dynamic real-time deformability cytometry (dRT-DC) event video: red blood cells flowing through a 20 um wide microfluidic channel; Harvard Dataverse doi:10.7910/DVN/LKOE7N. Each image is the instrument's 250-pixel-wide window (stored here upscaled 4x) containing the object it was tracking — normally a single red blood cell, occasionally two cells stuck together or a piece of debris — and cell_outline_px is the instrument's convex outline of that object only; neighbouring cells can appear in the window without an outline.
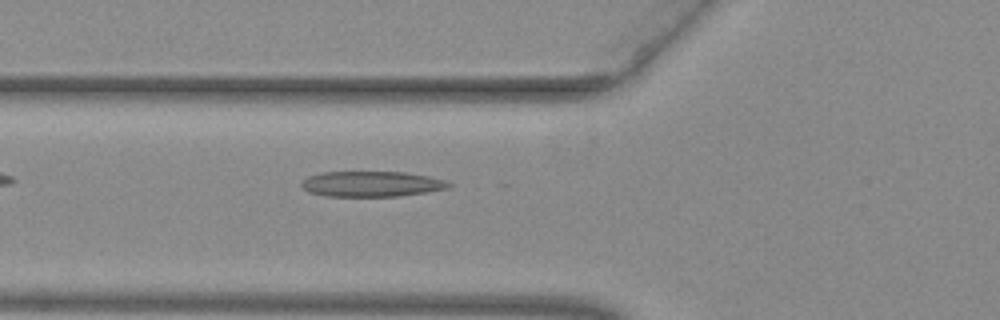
{"species": "common noctule bat (a hibernating species)", "species_latin": "Nyctalus noctula", "temperature_condition": "warm", "stored_images_in_passage": 22, "camera_frame_rate_fps": 3000, "um_per_image_px": 0.085, "animal": {"sex": "female", "body_mass_g": 29.2, "forearm_length_mm": 56.3}, "frame": {"image": 1, "passage_image": 3, "time_ms": 0.667, "image_size_px": [1000, 320], "cell_outline_px": [[452, 184], [448, 188], [400, 196], [324, 196], [308, 192], [300, 184], [308, 176], [320, 172], [404, 172], [428, 176], [444, 180]], "centroid_in_image_um": [31.55, 15.63], "position_along_channel_um": 94.3, "area_um2": 21.73}}
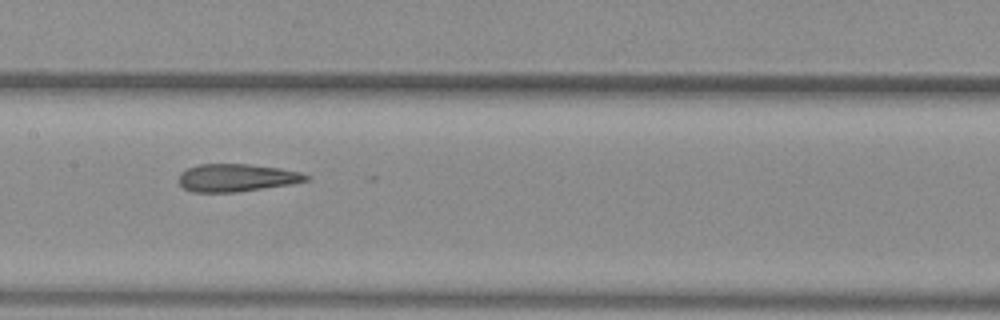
{"frame": {"image": 2, "passage_image": 10, "time_ms": 3.0, "image_size_px": [1000, 320], "cell_outline_px": [[312, 176], [308, 180], [292, 184], [240, 192], [192, 192], [184, 188], [176, 180], [180, 172], [188, 168], [200, 164], [248, 164], [280, 168], [300, 172]], "centroid_in_image_um": [20.11, 15.11], "position_along_channel_um": 187.3, "area_um2": 20.81}}
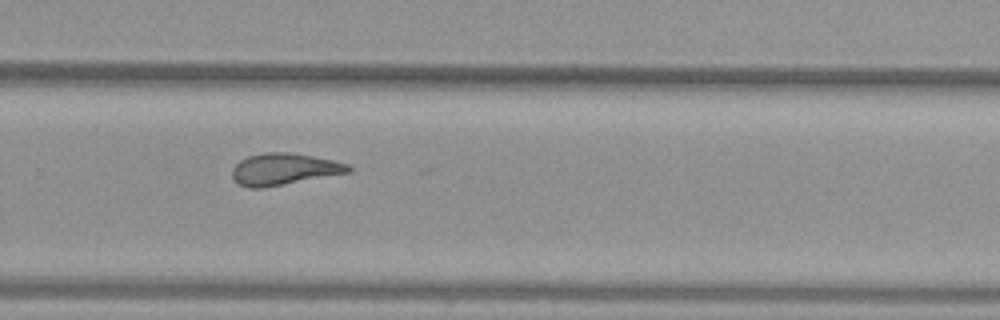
{"frame": {"image": 3, "passage_image": 19, "time_ms": 6.0, "image_size_px": [1000, 320], "cell_outline_px": [[352, 172], [264, 188], [248, 188], [240, 184], [232, 176], [232, 168], [240, 160], [248, 156], [264, 152], [288, 152], [312, 156], [332, 160], [348, 164], [352, 168]], "centroid_in_image_um": [24.15, 14.38], "position_along_channel_um": 305.7, "area_um2": 21.5}}